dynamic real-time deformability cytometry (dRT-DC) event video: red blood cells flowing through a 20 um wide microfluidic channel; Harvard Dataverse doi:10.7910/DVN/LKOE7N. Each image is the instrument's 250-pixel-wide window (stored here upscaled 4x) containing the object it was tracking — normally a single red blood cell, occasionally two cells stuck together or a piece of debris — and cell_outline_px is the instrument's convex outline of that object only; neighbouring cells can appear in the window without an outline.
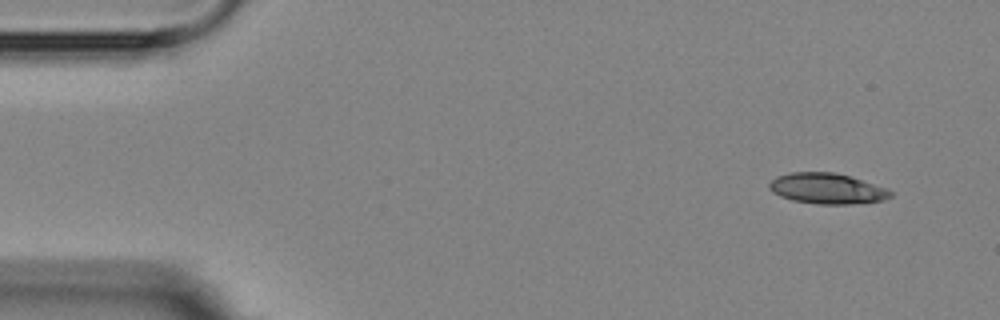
{"species": "Egyptian fruit bat (a non-hibernating species)", "species_latin": "Rousettus aegyptiacus", "temperature_condition": "room temperature", "stored_images_in_passage": 3, "camera_frame_rate_fps": 3000, "um_per_image_px": 0.085, "animal": {"sex": "female"}, "frame": {"image": 1, "passage_image": 1, "time_ms": 0.0, "image_size_px": [1000, 320], "cell_outline_px": [[892, 196], [884, 200], [852, 204], [820, 204], [792, 200], [780, 196], [772, 192], [768, 188], [768, 184], [776, 176], [792, 172], [836, 172], [884, 188], [892, 192]], "centroid_in_image_um": [70.24, 16.03], "position_along_channel_um": 14.8, "area_um2": 21.44}}